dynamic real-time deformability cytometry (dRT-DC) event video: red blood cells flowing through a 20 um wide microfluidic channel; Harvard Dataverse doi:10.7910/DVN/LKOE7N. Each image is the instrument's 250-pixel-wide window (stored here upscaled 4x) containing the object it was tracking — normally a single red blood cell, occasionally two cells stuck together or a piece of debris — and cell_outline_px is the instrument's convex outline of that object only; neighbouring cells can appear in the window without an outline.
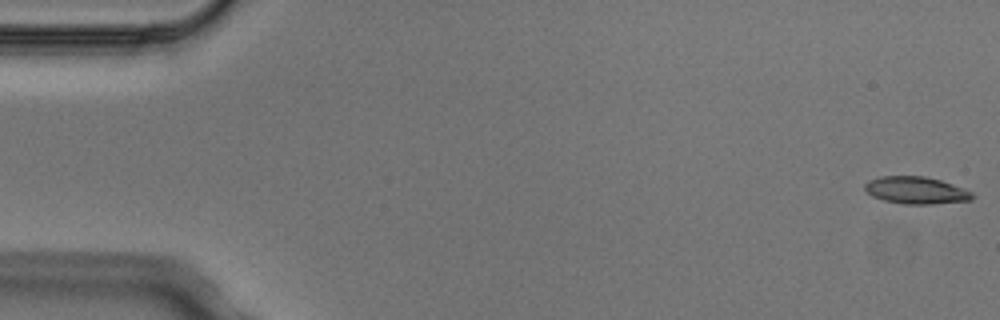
{"species": "Egyptian fruit bat (a non-hibernating species)", "species_latin": "Rousettus aegyptiacus", "temperature_condition": "cold", "stored_images_in_passage": 6, "camera_frame_rate_fps": 3000, "um_per_image_px": 0.085, "animal": {"sex": "male"}, "frame": {"image": 1, "passage_image": 1, "time_ms": 0.0, "image_size_px": [1000, 320], "cell_outline_px": [[976, 196], [972, 200], [932, 204], [904, 204], [884, 200], [872, 196], [864, 188], [864, 184], [868, 180], [880, 176], [924, 176], [940, 180], [952, 184], [972, 192]], "centroid_in_image_um": [77.87, 16.17], "position_along_channel_um": 7.1, "area_um2": 17.05}}